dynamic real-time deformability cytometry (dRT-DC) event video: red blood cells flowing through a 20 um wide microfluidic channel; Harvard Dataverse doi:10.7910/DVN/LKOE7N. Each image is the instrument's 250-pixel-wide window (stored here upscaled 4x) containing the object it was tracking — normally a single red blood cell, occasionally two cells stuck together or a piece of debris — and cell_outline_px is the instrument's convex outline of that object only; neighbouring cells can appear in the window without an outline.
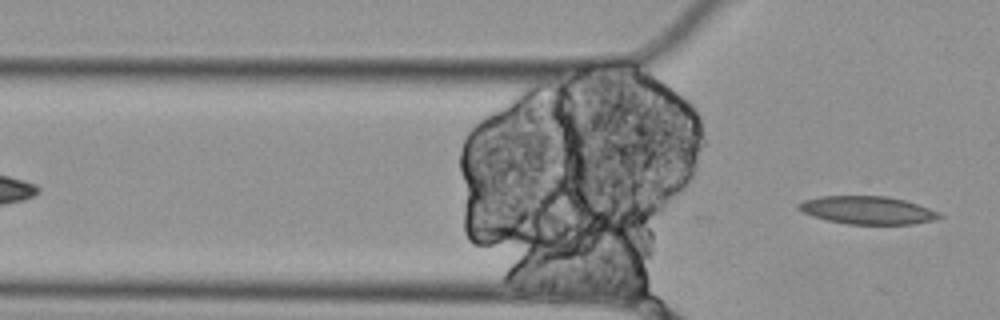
{"species": "Egyptian fruit bat (a non-hibernating species)", "species_latin": "Rousettus aegyptiacus", "temperature_condition": "cold", "stored_images_in_passage": 4, "camera_frame_rate_fps": 3000, "um_per_image_px": 0.085, "animal": {"sex": "female"}, "frame": {"image": 1, "passage_image": 4, "time_ms": 1.0, "image_size_px": [1000, 320], "cell_outline_px": [[944, 216], [936, 220], [912, 224], [848, 224], [828, 220], [812, 216], [796, 208], [796, 204], [804, 200], [820, 196], [888, 196], [904, 200], [940, 212]], "centroid_in_image_um": [73.74, 17.86], "position_along_channel_um": 52.1, "area_um2": 22.95}}